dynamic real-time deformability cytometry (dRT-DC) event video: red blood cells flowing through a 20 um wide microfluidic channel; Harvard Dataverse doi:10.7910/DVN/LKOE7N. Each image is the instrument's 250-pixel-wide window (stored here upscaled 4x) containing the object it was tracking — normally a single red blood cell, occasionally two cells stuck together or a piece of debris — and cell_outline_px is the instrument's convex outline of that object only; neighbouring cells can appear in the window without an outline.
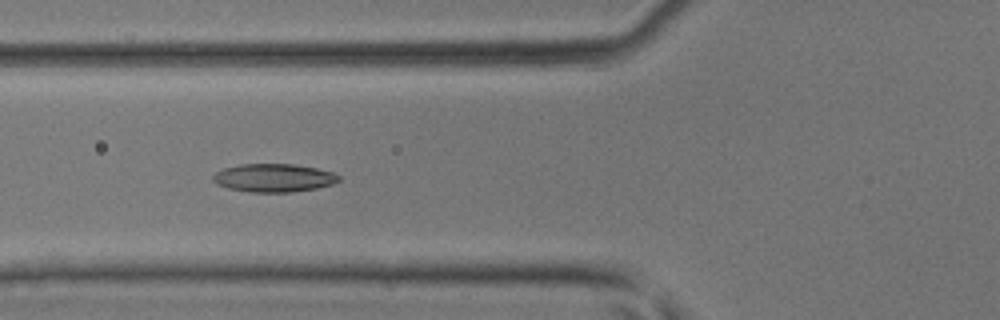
{"species": "common noctule bat (a hibernating species)", "species_latin": "Nyctalus noctula", "temperature_condition": "room temperature", "stored_images_in_passage": 46, "camera_frame_rate_fps": 3000, "um_per_image_px": 0.085, "animal": {"sex": "male", "body_mass_g": 17.9, "forearm_length_mm": 54.2}, "frame": {"image": 1, "passage_image": 18, "time_ms": 5.667, "image_size_px": [1000, 320], "cell_outline_px": [[340, 180], [332, 184], [316, 188], [292, 192], [248, 192], [228, 188], [216, 184], [212, 180], [212, 176], [216, 172], [224, 168], [240, 164], [292, 164], [316, 168], [332, 172], [340, 176]], "centroid_in_image_um": [23.24, 15.12], "position_along_channel_um": 102.6, "area_um2": 20.69}}
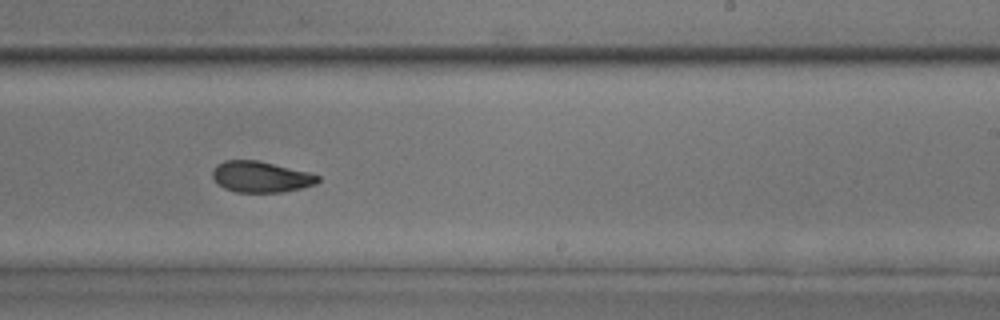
{"frame": {"image": 2, "passage_image": 29, "time_ms": 9.333, "image_size_px": [1000, 320], "cell_outline_px": [[320, 180], [316, 184], [284, 192], [236, 192], [224, 188], [212, 176], [212, 172], [216, 164], [224, 160], [256, 160], [308, 172], [320, 176]], "centroid_in_image_um": [22.17, 15.03], "position_along_channel_um": 266.8, "area_um2": 18.9}}
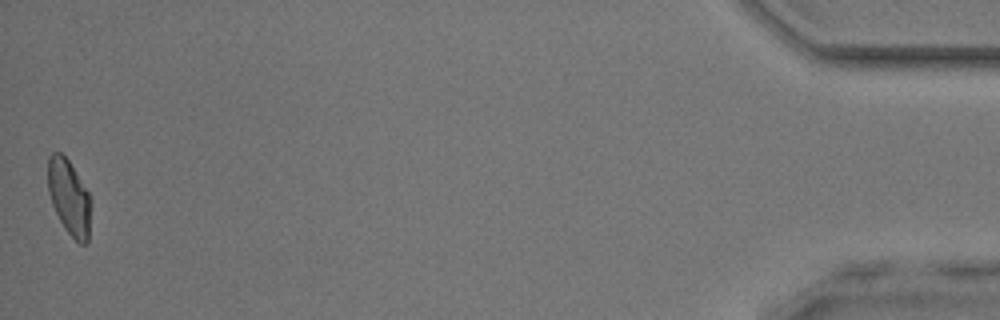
{"frame": {"image": 3, "passage_image": 46, "time_ms": 15.0, "image_size_px": [1000, 320], "cell_outline_px": [[88, 240], [84, 244], [80, 244], [64, 228], [52, 204], [48, 192], [48, 156], [52, 152], [60, 152], [68, 160], [88, 192]], "centroid_in_image_um": [5.81, 16.73], "position_along_channel_um": 429.4, "area_um2": 18.09}}